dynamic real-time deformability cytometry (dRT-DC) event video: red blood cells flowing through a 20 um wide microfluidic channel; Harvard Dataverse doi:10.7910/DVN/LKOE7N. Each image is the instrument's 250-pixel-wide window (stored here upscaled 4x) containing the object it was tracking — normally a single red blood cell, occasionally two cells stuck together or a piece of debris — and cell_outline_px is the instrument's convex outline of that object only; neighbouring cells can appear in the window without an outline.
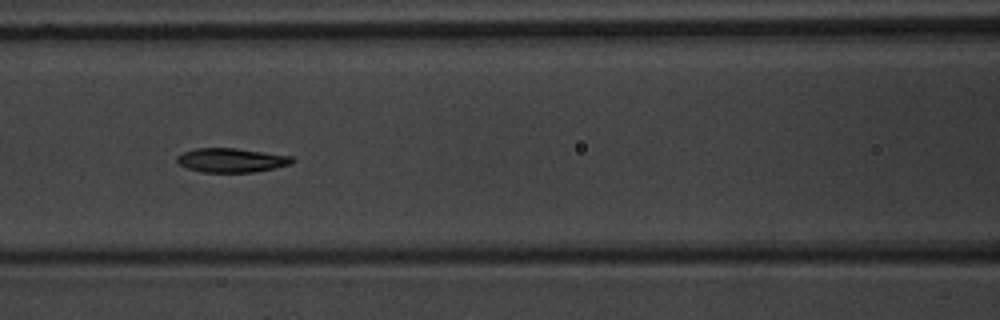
{"species": "common noctule bat (a hibernating species)", "species_latin": "Nyctalus noctula", "temperature_condition": "warm", "stored_images_in_passage": 11, "camera_frame_rate_fps": 3000, "um_per_image_px": 0.085, "animal": {"sex": "male", "body_mass_g": 20.1, "forearm_length_mm": 53.5}, "frame": {"image": 1, "passage_image": 7, "time_ms": 8.0, "image_size_px": [1000, 320], "cell_outline_px": [[296, 160], [292, 164], [276, 168], [252, 172], [200, 172], [188, 168], [180, 164], [176, 160], [176, 156], [184, 152], [196, 148], [236, 148], [292, 156]], "centroid_in_image_um": [19.7, 13.62], "position_along_channel_um": 146.9, "area_um2": 16.24}}
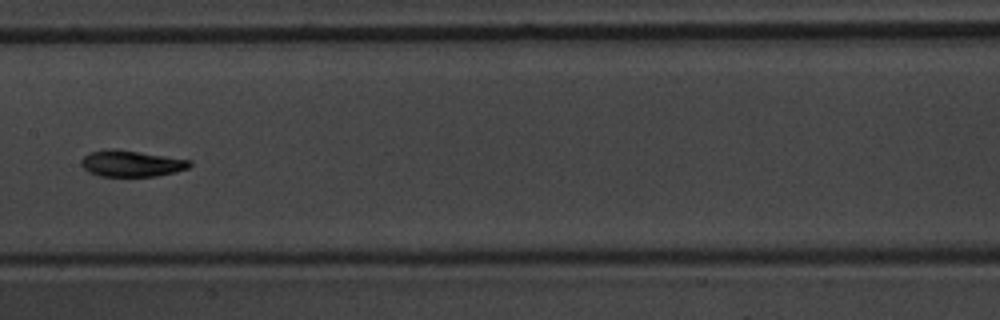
{"frame": {"image": 2, "passage_image": 8, "time_ms": 9.333, "image_size_px": [1000, 320], "cell_outline_px": [[192, 164], [188, 168], [176, 172], [156, 176], [100, 176], [88, 172], [80, 164], [80, 160], [84, 156], [92, 152], [112, 148], [116, 148], [192, 160]], "centroid_in_image_um": [11.18, 13.89], "position_along_channel_um": 196.2, "area_um2": 16.7}}